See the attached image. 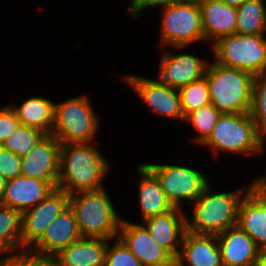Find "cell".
<instances>
[{"label":"cell","instance_id":"obj_37","mask_svg":"<svg viewBox=\"0 0 266 266\" xmlns=\"http://www.w3.org/2000/svg\"><path fill=\"white\" fill-rule=\"evenodd\" d=\"M229 6L239 7L248 0H221Z\"/></svg>","mask_w":266,"mask_h":266},{"label":"cell","instance_id":"obj_17","mask_svg":"<svg viewBox=\"0 0 266 266\" xmlns=\"http://www.w3.org/2000/svg\"><path fill=\"white\" fill-rule=\"evenodd\" d=\"M54 189L47 181L20 175L7 180L0 204L23 213L44 200Z\"/></svg>","mask_w":266,"mask_h":266},{"label":"cell","instance_id":"obj_38","mask_svg":"<svg viewBox=\"0 0 266 266\" xmlns=\"http://www.w3.org/2000/svg\"><path fill=\"white\" fill-rule=\"evenodd\" d=\"M6 183H7V180L3 176L0 175V200L3 196Z\"/></svg>","mask_w":266,"mask_h":266},{"label":"cell","instance_id":"obj_29","mask_svg":"<svg viewBox=\"0 0 266 266\" xmlns=\"http://www.w3.org/2000/svg\"><path fill=\"white\" fill-rule=\"evenodd\" d=\"M181 106L184 117L200 107L211 103L210 93L207 86L206 75L199 80L193 81L179 90Z\"/></svg>","mask_w":266,"mask_h":266},{"label":"cell","instance_id":"obj_33","mask_svg":"<svg viewBox=\"0 0 266 266\" xmlns=\"http://www.w3.org/2000/svg\"><path fill=\"white\" fill-rule=\"evenodd\" d=\"M21 157L14 152L0 146V175L6 180L21 175Z\"/></svg>","mask_w":266,"mask_h":266},{"label":"cell","instance_id":"obj_1","mask_svg":"<svg viewBox=\"0 0 266 266\" xmlns=\"http://www.w3.org/2000/svg\"><path fill=\"white\" fill-rule=\"evenodd\" d=\"M92 143H65L60 146L57 188L68 195L105 188L102 181L110 163Z\"/></svg>","mask_w":266,"mask_h":266},{"label":"cell","instance_id":"obj_19","mask_svg":"<svg viewBox=\"0 0 266 266\" xmlns=\"http://www.w3.org/2000/svg\"><path fill=\"white\" fill-rule=\"evenodd\" d=\"M180 249L175 266H224L216 235L186 231Z\"/></svg>","mask_w":266,"mask_h":266},{"label":"cell","instance_id":"obj_12","mask_svg":"<svg viewBox=\"0 0 266 266\" xmlns=\"http://www.w3.org/2000/svg\"><path fill=\"white\" fill-rule=\"evenodd\" d=\"M126 83L147 103L152 112L166 117L184 120L180 94L177 89L156 83L152 79L128 74Z\"/></svg>","mask_w":266,"mask_h":266},{"label":"cell","instance_id":"obj_27","mask_svg":"<svg viewBox=\"0 0 266 266\" xmlns=\"http://www.w3.org/2000/svg\"><path fill=\"white\" fill-rule=\"evenodd\" d=\"M44 135L45 133L41 130L20 123L1 146L14 152L19 157H23L31 151Z\"/></svg>","mask_w":266,"mask_h":266},{"label":"cell","instance_id":"obj_2","mask_svg":"<svg viewBox=\"0 0 266 266\" xmlns=\"http://www.w3.org/2000/svg\"><path fill=\"white\" fill-rule=\"evenodd\" d=\"M258 181L259 178H256L250 186L215 194L209 183L192 204L194 209L191 221L186 217L187 231L196 234L218 235L235 226L240 201Z\"/></svg>","mask_w":266,"mask_h":266},{"label":"cell","instance_id":"obj_8","mask_svg":"<svg viewBox=\"0 0 266 266\" xmlns=\"http://www.w3.org/2000/svg\"><path fill=\"white\" fill-rule=\"evenodd\" d=\"M161 9L162 45L181 50L191 43L205 41L198 0H182Z\"/></svg>","mask_w":266,"mask_h":266},{"label":"cell","instance_id":"obj_31","mask_svg":"<svg viewBox=\"0 0 266 266\" xmlns=\"http://www.w3.org/2000/svg\"><path fill=\"white\" fill-rule=\"evenodd\" d=\"M0 266H55L52 256L39 255L29 250L1 255Z\"/></svg>","mask_w":266,"mask_h":266},{"label":"cell","instance_id":"obj_23","mask_svg":"<svg viewBox=\"0 0 266 266\" xmlns=\"http://www.w3.org/2000/svg\"><path fill=\"white\" fill-rule=\"evenodd\" d=\"M137 172L141 176L139 203L142 221L171 211L174 207L166 198L156 176L144 164L138 165Z\"/></svg>","mask_w":266,"mask_h":266},{"label":"cell","instance_id":"obj_24","mask_svg":"<svg viewBox=\"0 0 266 266\" xmlns=\"http://www.w3.org/2000/svg\"><path fill=\"white\" fill-rule=\"evenodd\" d=\"M54 104L47 98L30 97L20 106L10 105L21 124L37 128L51 134L54 122Z\"/></svg>","mask_w":266,"mask_h":266},{"label":"cell","instance_id":"obj_16","mask_svg":"<svg viewBox=\"0 0 266 266\" xmlns=\"http://www.w3.org/2000/svg\"><path fill=\"white\" fill-rule=\"evenodd\" d=\"M186 217L182 208L174 207L167 213L146 218L143 225L150 236L176 259L187 231Z\"/></svg>","mask_w":266,"mask_h":266},{"label":"cell","instance_id":"obj_22","mask_svg":"<svg viewBox=\"0 0 266 266\" xmlns=\"http://www.w3.org/2000/svg\"><path fill=\"white\" fill-rule=\"evenodd\" d=\"M198 1L205 41H211L212 44L220 37L235 34L237 7L229 6L221 0Z\"/></svg>","mask_w":266,"mask_h":266},{"label":"cell","instance_id":"obj_26","mask_svg":"<svg viewBox=\"0 0 266 266\" xmlns=\"http://www.w3.org/2000/svg\"><path fill=\"white\" fill-rule=\"evenodd\" d=\"M21 222V212L0 204V255L22 251Z\"/></svg>","mask_w":266,"mask_h":266},{"label":"cell","instance_id":"obj_14","mask_svg":"<svg viewBox=\"0 0 266 266\" xmlns=\"http://www.w3.org/2000/svg\"><path fill=\"white\" fill-rule=\"evenodd\" d=\"M207 61L188 53L166 51L162 54L158 77L154 81L179 90L205 76Z\"/></svg>","mask_w":266,"mask_h":266},{"label":"cell","instance_id":"obj_36","mask_svg":"<svg viewBox=\"0 0 266 266\" xmlns=\"http://www.w3.org/2000/svg\"><path fill=\"white\" fill-rule=\"evenodd\" d=\"M255 266H266V248H261Z\"/></svg>","mask_w":266,"mask_h":266},{"label":"cell","instance_id":"obj_25","mask_svg":"<svg viewBox=\"0 0 266 266\" xmlns=\"http://www.w3.org/2000/svg\"><path fill=\"white\" fill-rule=\"evenodd\" d=\"M236 34H266L265 0H248L237 7Z\"/></svg>","mask_w":266,"mask_h":266},{"label":"cell","instance_id":"obj_13","mask_svg":"<svg viewBox=\"0 0 266 266\" xmlns=\"http://www.w3.org/2000/svg\"><path fill=\"white\" fill-rule=\"evenodd\" d=\"M118 238L143 266H175V259L149 234L146 227L122 220Z\"/></svg>","mask_w":266,"mask_h":266},{"label":"cell","instance_id":"obj_35","mask_svg":"<svg viewBox=\"0 0 266 266\" xmlns=\"http://www.w3.org/2000/svg\"><path fill=\"white\" fill-rule=\"evenodd\" d=\"M182 0H131L130 2V15L136 18L138 15L141 14L146 8L149 7H162L166 5H170Z\"/></svg>","mask_w":266,"mask_h":266},{"label":"cell","instance_id":"obj_30","mask_svg":"<svg viewBox=\"0 0 266 266\" xmlns=\"http://www.w3.org/2000/svg\"><path fill=\"white\" fill-rule=\"evenodd\" d=\"M249 113L258 129L266 136V72L254 77Z\"/></svg>","mask_w":266,"mask_h":266},{"label":"cell","instance_id":"obj_39","mask_svg":"<svg viewBox=\"0 0 266 266\" xmlns=\"http://www.w3.org/2000/svg\"><path fill=\"white\" fill-rule=\"evenodd\" d=\"M259 181L266 187V176L265 175L259 177Z\"/></svg>","mask_w":266,"mask_h":266},{"label":"cell","instance_id":"obj_34","mask_svg":"<svg viewBox=\"0 0 266 266\" xmlns=\"http://www.w3.org/2000/svg\"><path fill=\"white\" fill-rule=\"evenodd\" d=\"M19 124L17 114L10 105L0 109V146Z\"/></svg>","mask_w":266,"mask_h":266},{"label":"cell","instance_id":"obj_4","mask_svg":"<svg viewBox=\"0 0 266 266\" xmlns=\"http://www.w3.org/2000/svg\"><path fill=\"white\" fill-rule=\"evenodd\" d=\"M265 139L249 112L223 113L202 145L209 146L215 156L220 152L259 155L264 152Z\"/></svg>","mask_w":266,"mask_h":266},{"label":"cell","instance_id":"obj_9","mask_svg":"<svg viewBox=\"0 0 266 266\" xmlns=\"http://www.w3.org/2000/svg\"><path fill=\"white\" fill-rule=\"evenodd\" d=\"M158 179L173 207L182 208L183 200L191 204L203 193L209 180L198 170L180 165L144 164Z\"/></svg>","mask_w":266,"mask_h":266},{"label":"cell","instance_id":"obj_11","mask_svg":"<svg viewBox=\"0 0 266 266\" xmlns=\"http://www.w3.org/2000/svg\"><path fill=\"white\" fill-rule=\"evenodd\" d=\"M60 146L54 135L45 134L26 156L21 157V175L47 181L57 188Z\"/></svg>","mask_w":266,"mask_h":266},{"label":"cell","instance_id":"obj_7","mask_svg":"<svg viewBox=\"0 0 266 266\" xmlns=\"http://www.w3.org/2000/svg\"><path fill=\"white\" fill-rule=\"evenodd\" d=\"M266 35L232 34L212 43L215 61L225 67L249 72L254 77L266 72Z\"/></svg>","mask_w":266,"mask_h":266},{"label":"cell","instance_id":"obj_6","mask_svg":"<svg viewBox=\"0 0 266 266\" xmlns=\"http://www.w3.org/2000/svg\"><path fill=\"white\" fill-rule=\"evenodd\" d=\"M99 120L87 95L54 104L51 134L61 144L91 143L99 128Z\"/></svg>","mask_w":266,"mask_h":266},{"label":"cell","instance_id":"obj_10","mask_svg":"<svg viewBox=\"0 0 266 266\" xmlns=\"http://www.w3.org/2000/svg\"><path fill=\"white\" fill-rule=\"evenodd\" d=\"M69 207V195L55 188L44 200L22 213V250H29L44 234L46 227Z\"/></svg>","mask_w":266,"mask_h":266},{"label":"cell","instance_id":"obj_18","mask_svg":"<svg viewBox=\"0 0 266 266\" xmlns=\"http://www.w3.org/2000/svg\"><path fill=\"white\" fill-rule=\"evenodd\" d=\"M81 238L74 213L70 207L46 227L42 237L29 251L46 256H54L61 249ZM37 250V251H36Z\"/></svg>","mask_w":266,"mask_h":266},{"label":"cell","instance_id":"obj_15","mask_svg":"<svg viewBox=\"0 0 266 266\" xmlns=\"http://www.w3.org/2000/svg\"><path fill=\"white\" fill-rule=\"evenodd\" d=\"M261 248H266V187L258 181L242 198L237 224Z\"/></svg>","mask_w":266,"mask_h":266},{"label":"cell","instance_id":"obj_32","mask_svg":"<svg viewBox=\"0 0 266 266\" xmlns=\"http://www.w3.org/2000/svg\"><path fill=\"white\" fill-rule=\"evenodd\" d=\"M112 245H108L105 266H143L119 238Z\"/></svg>","mask_w":266,"mask_h":266},{"label":"cell","instance_id":"obj_28","mask_svg":"<svg viewBox=\"0 0 266 266\" xmlns=\"http://www.w3.org/2000/svg\"><path fill=\"white\" fill-rule=\"evenodd\" d=\"M221 113L212 104L209 103L200 107L198 110L188 113L185 116V121L191 123L193 128L198 131L194 141L200 144V146L207 140L212 133V130Z\"/></svg>","mask_w":266,"mask_h":266},{"label":"cell","instance_id":"obj_21","mask_svg":"<svg viewBox=\"0 0 266 266\" xmlns=\"http://www.w3.org/2000/svg\"><path fill=\"white\" fill-rule=\"evenodd\" d=\"M102 238L81 237L55 254V266H105L108 243Z\"/></svg>","mask_w":266,"mask_h":266},{"label":"cell","instance_id":"obj_3","mask_svg":"<svg viewBox=\"0 0 266 266\" xmlns=\"http://www.w3.org/2000/svg\"><path fill=\"white\" fill-rule=\"evenodd\" d=\"M69 207L74 213L81 237L118 238L123 219H120L104 188L69 195Z\"/></svg>","mask_w":266,"mask_h":266},{"label":"cell","instance_id":"obj_20","mask_svg":"<svg viewBox=\"0 0 266 266\" xmlns=\"http://www.w3.org/2000/svg\"><path fill=\"white\" fill-rule=\"evenodd\" d=\"M216 237L224 266H255L260 248L237 225Z\"/></svg>","mask_w":266,"mask_h":266},{"label":"cell","instance_id":"obj_5","mask_svg":"<svg viewBox=\"0 0 266 266\" xmlns=\"http://www.w3.org/2000/svg\"><path fill=\"white\" fill-rule=\"evenodd\" d=\"M205 75L211 103L221 114L250 111L254 82L252 74L215 61L208 63Z\"/></svg>","mask_w":266,"mask_h":266}]
</instances>
